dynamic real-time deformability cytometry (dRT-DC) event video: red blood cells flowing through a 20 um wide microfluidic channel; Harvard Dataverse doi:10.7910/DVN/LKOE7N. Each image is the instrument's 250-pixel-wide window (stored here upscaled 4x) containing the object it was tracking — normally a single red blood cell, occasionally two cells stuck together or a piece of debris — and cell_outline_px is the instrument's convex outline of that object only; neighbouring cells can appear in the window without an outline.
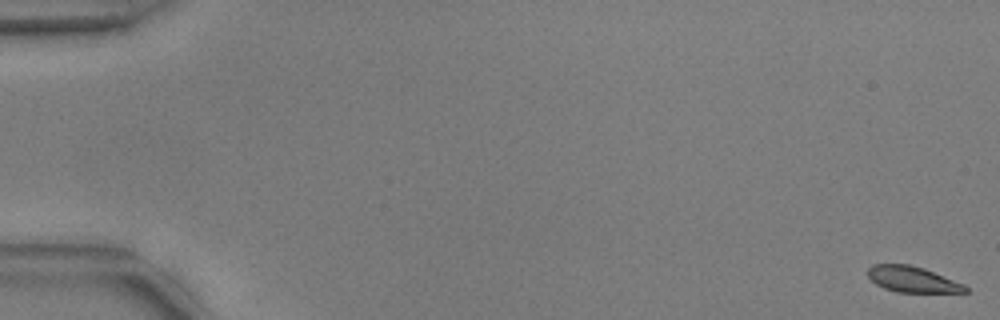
{"species": "common noctule bat (a hibernating species)", "species_latin": "Nyctalus noctula", "temperature_condition": "warm", "stored_images_in_passage": 55, "camera_frame_rate_fps": 3000, "um_per_image_px": 0.085, "animal": {"sex": "male", "body_mass_g": 17.9, "forearm_length_mm": 54.2}, "frame": {"image": 1, "passage_image": 1, "time_ms": 0.0, "image_size_px": [1000, 320], "cell_outline_px": [[968, 292], [896, 292], [884, 288], [876, 284], [868, 276], [868, 268], [872, 264], [908, 264], [924, 268], [964, 284], [968, 288]], "centroid_in_image_um": [77.55, 23.74], "position_along_channel_um": 7.5, "area_um2": 14.62}}
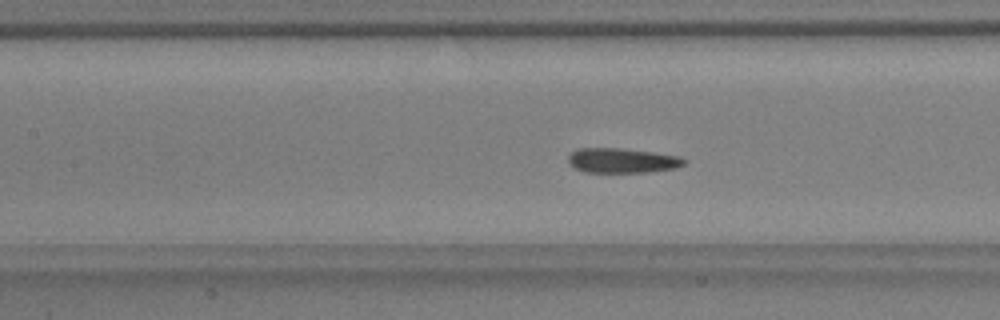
{"frame": {"image": 2, "passage_image": 26, "time_ms": 8.333, "image_size_px": [1000, 320], "cell_outline_px": [[688, 160], [684, 164], [676, 168], [648, 172], [584, 172], [568, 164], [568, 156], [576, 148], [616, 148], [652, 152], [680, 156]], "centroid_in_image_um": [52.88, 13.64], "position_along_channel_um": 154.5, "area_um2": 16.76}}
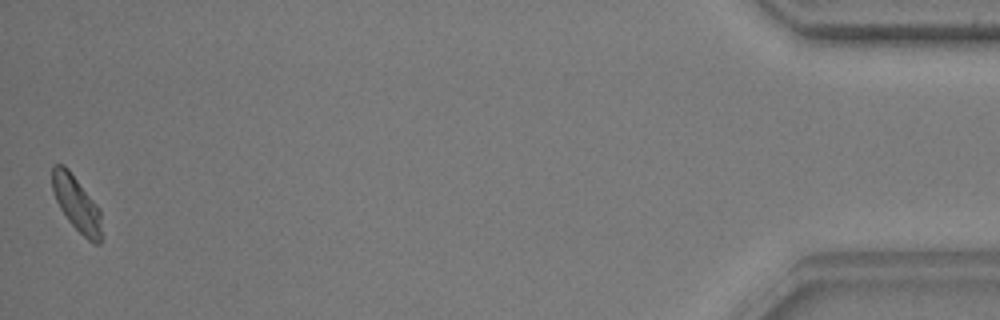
{"frame": {"image": 3, "passage_image": 55, "time_ms": 18.0, "image_size_px": [1000, 320], "cell_outline_px": [[104, 236], [100, 244], [96, 244], [88, 240], [68, 220], [60, 208], [52, 192], [52, 164], [64, 164], [68, 168], [100, 208]], "centroid_in_image_um": [6.55, 17.33], "position_along_channel_um": 428.7, "area_um2": 16.24}, "authors_computed_cell_mechanics": {"area_um2": 16.6464, "velocity_mm_per_s": 3.7199, "shape_relaxation_time_tau1_ms": 7.0488, "shape_relaxation_time_tau2_ms": 3.1382, "deformation_change_tau1": 0.1497, "deformation_change_tau2": 0.0728}}